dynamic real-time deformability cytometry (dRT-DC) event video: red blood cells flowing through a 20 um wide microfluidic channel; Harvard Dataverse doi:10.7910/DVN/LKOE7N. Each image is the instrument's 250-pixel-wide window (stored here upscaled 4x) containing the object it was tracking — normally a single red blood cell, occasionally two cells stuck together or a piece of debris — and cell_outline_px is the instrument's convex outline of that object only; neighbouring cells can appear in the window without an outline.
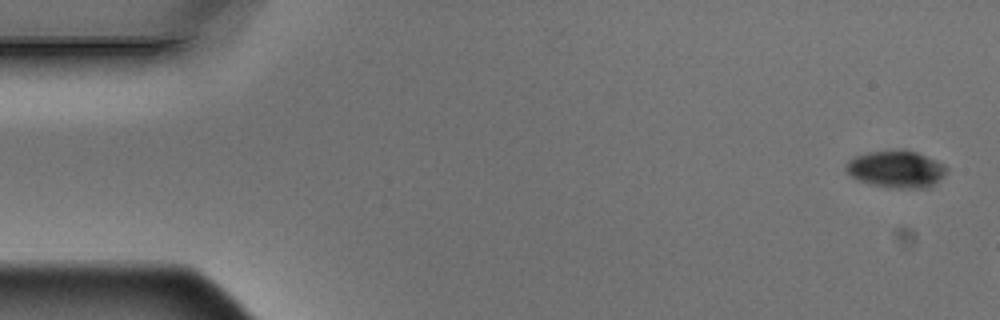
{"species": "Egyptian fruit bat (a non-hibernating species)", "species_latin": "Rousettus aegyptiacus", "temperature_condition": "warm", "stored_images_in_passage": 4, "camera_frame_rate_fps": 3000, "um_per_image_px": 0.085, "animal": {"sex": "male"}, "frame": {"image": 1, "passage_image": 1, "time_ms": 0.0, "image_size_px": [1000, 320], "cell_outline_px": [[948, 168], [944, 176], [936, 184], [928, 188], [888, 188], [868, 184], [852, 176], [844, 168], [848, 160], [856, 156], [868, 152], [904, 148], [916, 152], [936, 160], [944, 164]], "centroid_in_image_um": [76.2, 14.37], "position_along_channel_um": 8.8, "area_um2": 22.14}}